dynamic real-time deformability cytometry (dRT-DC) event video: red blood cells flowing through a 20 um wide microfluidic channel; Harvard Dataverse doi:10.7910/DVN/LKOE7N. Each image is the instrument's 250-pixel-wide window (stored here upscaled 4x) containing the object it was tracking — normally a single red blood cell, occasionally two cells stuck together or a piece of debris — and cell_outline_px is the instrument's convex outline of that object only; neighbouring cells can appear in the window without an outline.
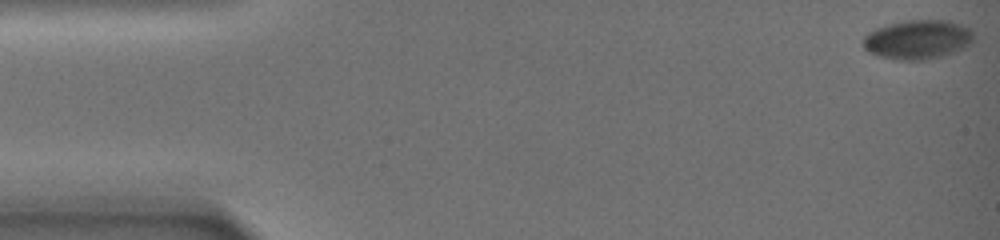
{"species": "common noctule bat (a hibernating species)", "species_latin": "Nyctalus noctula", "temperature_condition": "warm", "stored_images_in_passage": 32, "camera_frame_rate_fps": 3000, "um_per_image_px": 0.085, "animal": {"sex": "female", "body_mass_g": 19.0, "forearm_length_mm": 51.5}, "frame": {"image": 1, "passage_image": 1, "time_ms": 0.0, "image_size_px": [1000, 240], "cell_outline_px": [[972, 44], [956, 52], [924, 60], [896, 60], [880, 56], [868, 52], [864, 48], [864, 36], [868, 32], [876, 28], [888, 24], [904, 20], [948, 20], [960, 24], [968, 28], [972, 32]], "centroid_in_image_um": [78.0, 3.36], "position_along_channel_um": 7.0, "area_um2": 25.32}}
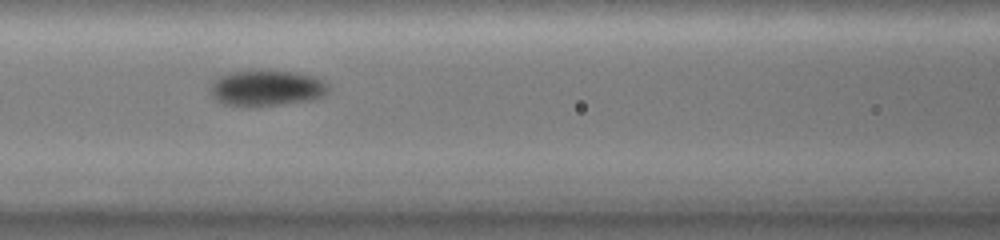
{"frame": {"image": 2, "passage_image": 13, "time_ms": 11.0, "image_size_px": [1000, 240], "cell_outline_px": [[328, 88], [324, 96], [308, 100], [256, 108], [224, 104], [216, 100], [212, 96], [212, 84], [220, 76], [228, 72], [300, 72], [324, 80], [328, 84]], "centroid_in_image_um": [22.68, 7.52], "position_along_channel_um": 143.9, "area_um2": 24.39}}
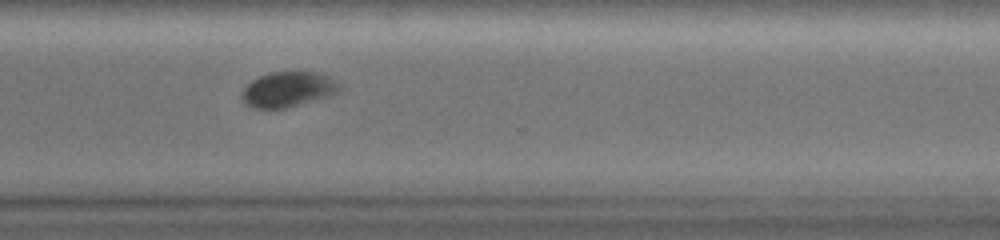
{"frame": {"image": 3, "passage_image": 22, "time_ms": 19.0, "image_size_px": [1000, 240], "cell_outline_px": [[340, 92], [328, 96], [284, 108], [252, 108], [244, 104], [244, 88], [252, 80], [268, 72], [316, 72], [328, 76], [340, 84]], "centroid_in_image_um": [24.5, 7.59], "position_along_channel_um": 346.1, "area_um2": 19.71}, "authors_computed_cell_mechanics": {"area_um2": 23.1489, "velocity_mm_per_s": 2.5275, "shape_relaxation_time_tau1_ms": 7.163, "shape_relaxation_time_tau2_ms": null, "deformation_change_tau1": 0.1119, "deformation_change_tau2": null}}